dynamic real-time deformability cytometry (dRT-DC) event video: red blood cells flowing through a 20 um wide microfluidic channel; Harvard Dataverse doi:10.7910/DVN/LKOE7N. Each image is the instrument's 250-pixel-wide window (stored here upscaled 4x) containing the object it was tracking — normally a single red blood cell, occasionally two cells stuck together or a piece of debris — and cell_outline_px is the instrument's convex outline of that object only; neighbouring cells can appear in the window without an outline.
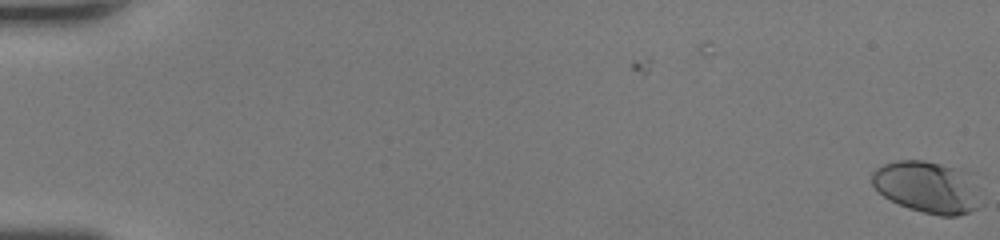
{"species": "human", "species_latin": "Homo sapiens", "temperature_condition": "room temperature", "stored_images_in_passage": 52, "camera_frame_rate_fps": 3000, "um_per_image_px": 0.085, "donor": {"sex": "female"}, "frame": {"image": 1, "passage_image": 1, "time_ms": 0.0, "image_size_px": [1000, 240], "cell_outline_px": [[976, 208], [968, 212], [956, 216], [940, 216], [908, 208], [884, 196], [872, 184], [872, 172], [876, 168], [884, 164], [896, 160], [924, 160], [940, 164], [952, 168], [976, 204]], "centroid_in_image_um": [78.5, 15.92], "position_along_channel_um": 6.5, "area_um2": 29.88}}
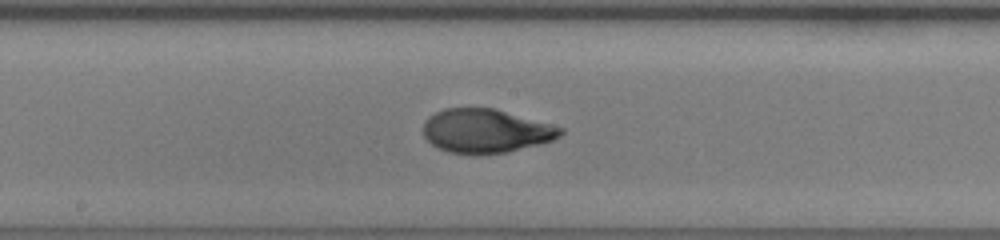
{"frame": {"image": 2, "passage_image": 30, "time_ms": 9.667, "image_size_px": [1000, 240], "cell_outline_px": [[564, 132], [560, 136], [552, 140], [504, 152], [476, 156], [448, 152], [436, 148], [424, 136], [424, 120], [428, 116], [444, 108], [492, 108], [564, 128]], "centroid_in_image_um": [41.23, 11.14], "position_along_channel_um": 207.0, "area_um2": 34.91}}
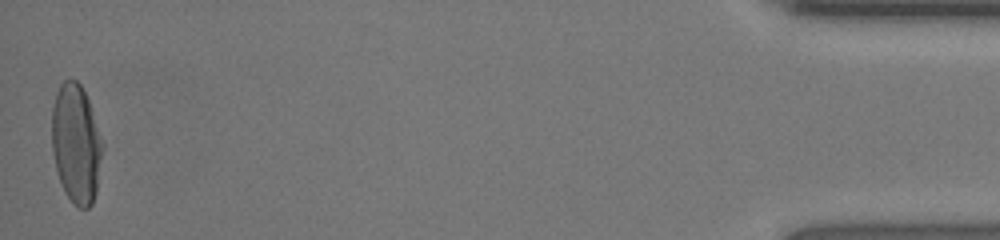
{"frame": {"image": 3, "passage_image": 52, "time_ms": 17.0, "image_size_px": [1000, 240], "cell_outline_px": [[104, 148], [96, 192], [92, 204], [88, 208], [76, 208], [72, 204], [60, 180], [56, 168], [52, 152], [52, 108], [56, 92], [60, 84], [68, 76], [76, 80], [80, 84], [88, 100]], "centroid_in_image_um": [6.46, 12.21], "position_along_channel_um": 428.7, "area_um2": 35.2}, "authors_computed_cell_mechanics": {"area_um2": 34.4199, "velocity_mm_per_s": 4.2122, "shape_relaxation_time_tau1_ms": 4.4694, "shape_relaxation_time_tau2_ms": 0.7622, "deformation_change_tau1": 0.2121, "deformation_change_tau2": 0.0587}}